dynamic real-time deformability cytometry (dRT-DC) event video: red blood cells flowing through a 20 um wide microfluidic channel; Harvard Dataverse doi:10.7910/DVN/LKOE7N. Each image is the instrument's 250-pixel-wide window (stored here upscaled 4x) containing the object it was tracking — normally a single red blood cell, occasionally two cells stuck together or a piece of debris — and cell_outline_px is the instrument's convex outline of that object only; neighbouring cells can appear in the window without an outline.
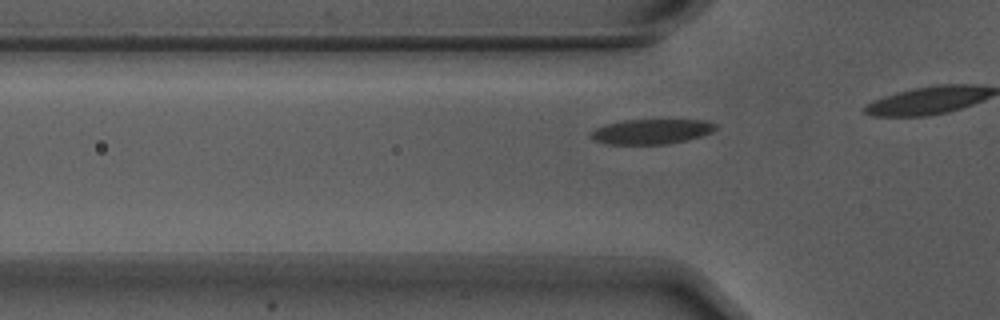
{"species": "Egyptian fruit bat (a non-hibernating species)", "species_latin": "Rousettus aegyptiacus", "temperature_condition": "warm", "stored_images_in_passage": 12, "camera_frame_rate_fps": 3000, "um_per_image_px": 0.085, "animal": {"sex": "male"}, "frame": {"image": 1, "passage_image": 7, "time_ms": 2.0, "image_size_px": [1000, 320], "cell_outline_px": [[716, 128], [712, 132], [700, 136], [668, 144], [608, 144], [596, 140], [592, 136], [592, 132], [596, 128], [608, 124], [628, 120], [704, 120], [716, 124]], "centroid_in_image_um": [55.41, 11.18], "position_along_channel_um": 70.4, "area_um2": 17.69}}